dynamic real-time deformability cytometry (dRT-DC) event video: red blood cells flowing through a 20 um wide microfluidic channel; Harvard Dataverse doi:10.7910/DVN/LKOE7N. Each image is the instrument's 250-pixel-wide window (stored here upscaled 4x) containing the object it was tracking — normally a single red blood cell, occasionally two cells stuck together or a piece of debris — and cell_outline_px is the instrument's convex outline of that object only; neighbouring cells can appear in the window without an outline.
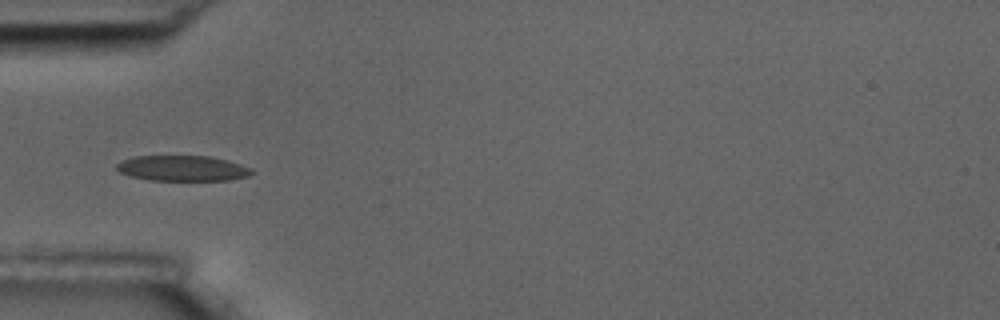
{"species": "common noctule bat (a hibernating species)", "species_latin": "Nyctalus noctula", "temperature_condition": "room temperature", "stored_images_in_passage": 7, "camera_frame_rate_fps": 3000, "um_per_image_px": 0.085, "animal": {"sex": "male", "body_mass_g": 17.5, "forearm_length_mm": 52.3}, "frame": {"image": 1, "passage_image": 6, "time_ms": 6.0, "image_size_px": [1000, 320], "cell_outline_px": [[252, 172], [248, 176], [228, 180], [148, 180], [128, 176], [120, 172], [116, 168], [116, 164], [132, 156], [208, 156], [228, 160], [252, 168]], "centroid_in_image_um": [15.49, 14.3], "position_along_channel_um": 69.5, "area_um2": 20.06}}